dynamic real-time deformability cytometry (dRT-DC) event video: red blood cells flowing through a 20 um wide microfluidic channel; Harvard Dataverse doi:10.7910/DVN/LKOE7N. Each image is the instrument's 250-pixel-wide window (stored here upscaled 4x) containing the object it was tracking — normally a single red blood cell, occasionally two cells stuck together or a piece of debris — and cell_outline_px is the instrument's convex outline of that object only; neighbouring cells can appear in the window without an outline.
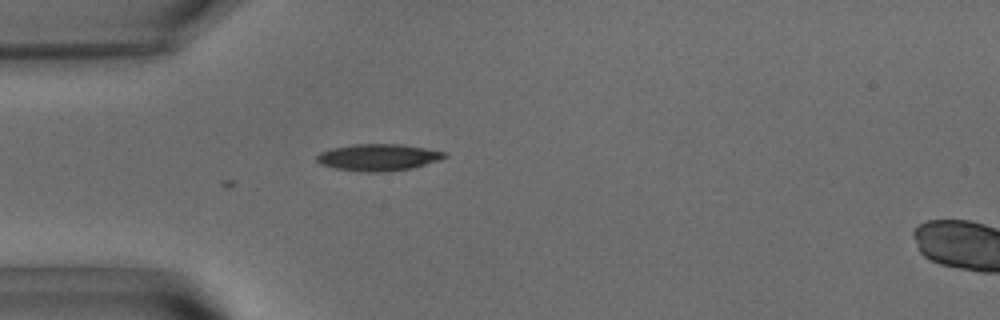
{"species": "common noctule bat (a hibernating species)", "species_latin": "Nyctalus noctula", "temperature_condition": "warm", "stored_images_in_passage": 4, "camera_frame_rate_fps": 3000, "um_per_image_px": 0.085, "animal": {"sex": "male", "body_mass_g": 15.6}, "frame": {"image": 1, "passage_image": 4, "time_ms": 1.0, "image_size_px": [1000, 320], "cell_outline_px": [[448, 156], [440, 160], [412, 168], [384, 172], [364, 172], [336, 168], [320, 164], [316, 160], [316, 156], [320, 152], [332, 148], [352, 144], [400, 144], [424, 148], [444, 152]], "centroid_in_image_um": [32.14, 13.37], "position_along_channel_um": 52.9, "area_um2": 19.88}}